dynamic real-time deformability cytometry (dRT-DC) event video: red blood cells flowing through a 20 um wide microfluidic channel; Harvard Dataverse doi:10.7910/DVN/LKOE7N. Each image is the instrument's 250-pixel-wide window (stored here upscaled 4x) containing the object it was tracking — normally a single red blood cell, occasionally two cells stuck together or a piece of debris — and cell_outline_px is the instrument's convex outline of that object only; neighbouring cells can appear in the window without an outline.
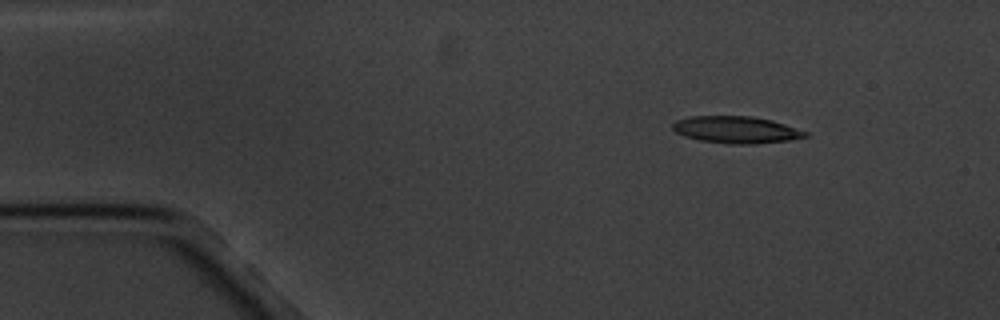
{"species": "common noctule bat (a hibernating species)", "species_latin": "Nyctalus noctula", "temperature_condition": "cold", "stored_images_in_passage": 3, "camera_frame_rate_fps": 3000, "um_per_image_px": 0.085, "animal": {"sex": "male", "body_mass_g": 20.1, "forearm_length_mm": 53.5}, "frame": {"image": 1, "passage_image": 1, "time_ms": 0.0, "image_size_px": [1000, 320], "cell_outline_px": [[808, 136], [788, 140], [756, 144], [732, 144], [700, 140], [684, 136], [676, 132], [672, 128], [672, 124], [676, 120], [688, 116], [752, 116], [772, 120], [808, 132]], "centroid_in_image_um": [62.56, 11.02], "position_along_channel_um": 22.4, "area_um2": 20.81}}